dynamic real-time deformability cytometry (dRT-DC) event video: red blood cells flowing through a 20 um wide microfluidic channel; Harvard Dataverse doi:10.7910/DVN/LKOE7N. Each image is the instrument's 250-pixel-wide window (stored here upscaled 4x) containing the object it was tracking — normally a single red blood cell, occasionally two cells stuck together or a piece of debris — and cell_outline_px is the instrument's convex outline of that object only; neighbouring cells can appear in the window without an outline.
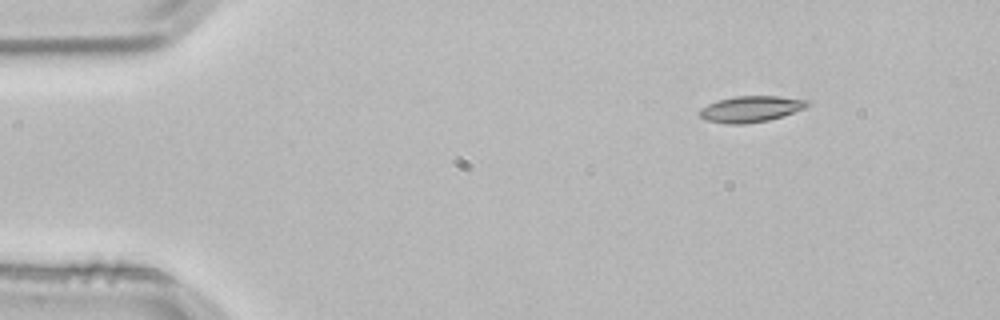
{"species": "common noctule bat (a hibernating species)", "species_latin": "Nyctalus noctula", "temperature_condition": "room temperature", "stored_images_in_passage": 4, "segment_of_instrument_passage": [2, 2], "camera_frame_rate_fps": 3000, "um_per_image_px": 0.085, "animal": {"sex": "male", "body_mass_g": 21.5, "forearm_length_mm": 52.0}, "frame": {"image": 1, "passage_image": 4, "time_ms": 1.0, "image_size_px": [1000, 320], "cell_outline_px": [[812, 104], [804, 108], [768, 120], [744, 124], [724, 124], [704, 120], [700, 116], [700, 108], [708, 104], [720, 100], [736, 96], [780, 96], [808, 100]], "centroid_in_image_um": [63.8, 9.27], "position_along_channel_um": 21.2, "area_um2": 16.3}}